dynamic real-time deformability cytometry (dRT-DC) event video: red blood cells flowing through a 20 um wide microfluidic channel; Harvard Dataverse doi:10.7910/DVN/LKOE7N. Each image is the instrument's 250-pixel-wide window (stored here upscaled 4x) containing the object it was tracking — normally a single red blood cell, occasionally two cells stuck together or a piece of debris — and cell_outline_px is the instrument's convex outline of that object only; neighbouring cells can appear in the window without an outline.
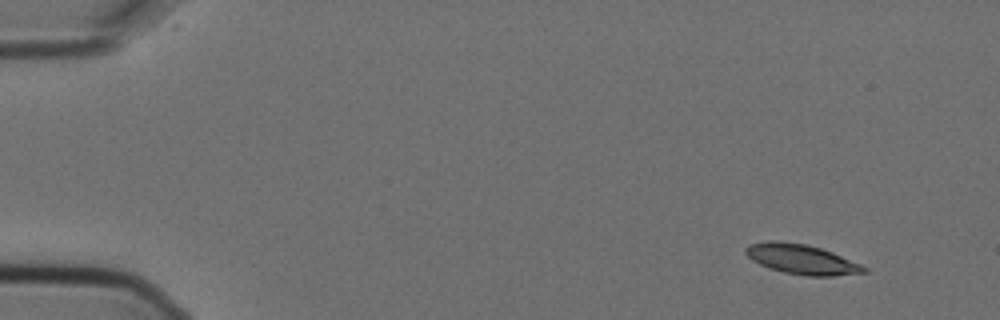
{"species": "Egyptian fruit bat (a non-hibernating species)", "species_latin": "Rousettus aegyptiacus", "temperature_condition": "cold", "stored_images_in_passage": 4, "camera_frame_rate_fps": 3000, "um_per_image_px": 0.085, "animal": {"sex": "female"}, "frame": {"image": 1, "passage_image": 1, "time_ms": 0.0, "image_size_px": [1000, 320], "cell_outline_px": [[868, 272], [832, 276], [808, 276], [784, 272], [768, 268], [752, 260], [744, 252], [744, 248], [748, 244], [768, 240], [776, 240], [804, 244], [820, 248], [832, 252], [860, 264], [868, 268]], "centroid_in_image_um": [68.1, 22.03], "position_along_channel_um": 16.9, "area_um2": 20.58}}